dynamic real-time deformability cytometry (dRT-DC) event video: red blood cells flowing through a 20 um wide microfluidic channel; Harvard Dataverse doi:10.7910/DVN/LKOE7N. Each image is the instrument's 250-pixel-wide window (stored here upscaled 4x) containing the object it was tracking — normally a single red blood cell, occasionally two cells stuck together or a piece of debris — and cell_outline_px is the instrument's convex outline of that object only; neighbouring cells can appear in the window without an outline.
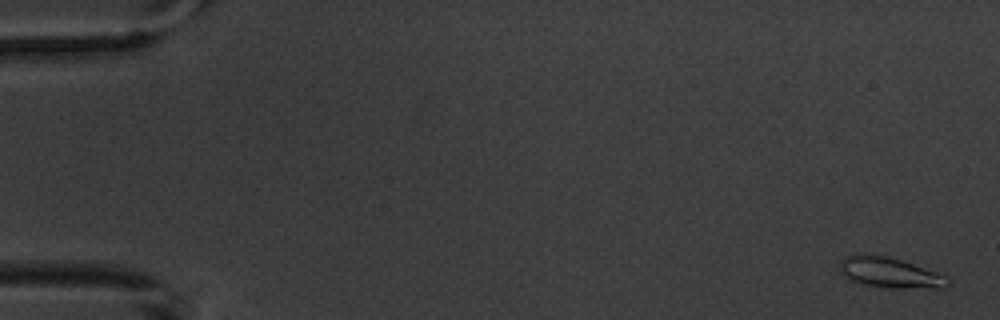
{"species": "common noctule bat (a hibernating species)", "species_latin": "Nyctalus noctula", "temperature_condition": "warm", "stored_images_in_passage": 10, "camera_frame_rate_fps": 3000, "um_per_image_px": 0.085, "animal": {"sex": "male", "body_mass_g": 20.1, "forearm_length_mm": 53.5}, "frame": {"image": 1, "passage_image": 1, "time_ms": 0.0, "image_size_px": [1000, 320], "cell_outline_px": [[952, 284], [948, 288], [892, 288], [860, 284], [848, 280], [840, 272], [840, 260], [848, 256], [864, 252], [888, 256], [936, 272], [952, 280]], "centroid_in_image_um": [75.63, 23.18], "position_along_channel_um": 9.4, "area_um2": 19.54}}
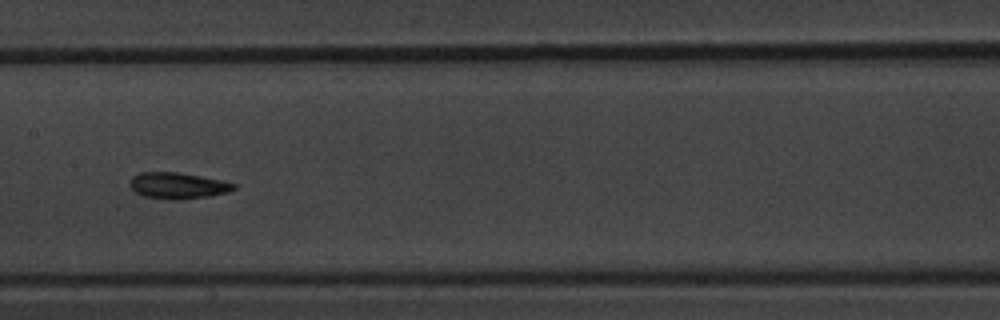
{"frame": {"image": 2, "passage_image": 8, "time_ms": 9.0, "image_size_px": [1000, 320], "cell_outline_px": [[236, 188], [228, 192], [208, 196], [176, 200], [172, 200], [144, 196], [136, 192], [128, 184], [132, 176], [140, 172], [180, 172], [220, 180], [236, 184]], "centroid_in_image_um": [15.08, 15.77], "position_along_channel_um": 192.3, "area_um2": 15.84}}
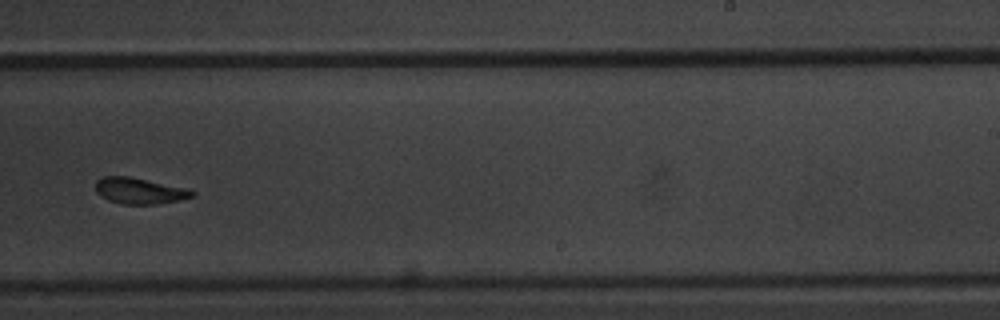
{"frame": {"image": 3, "passage_image": 10, "time_ms": 11.333, "image_size_px": [1000, 320], "cell_outline_px": [[196, 192], [192, 196], [180, 200], [156, 204], [120, 204], [108, 200], [100, 196], [96, 192], [96, 180], [104, 176], [128, 176], [192, 188]], "centroid_in_image_um": [11.89, 16.21], "position_along_channel_um": 277.1, "area_um2": 14.97}}